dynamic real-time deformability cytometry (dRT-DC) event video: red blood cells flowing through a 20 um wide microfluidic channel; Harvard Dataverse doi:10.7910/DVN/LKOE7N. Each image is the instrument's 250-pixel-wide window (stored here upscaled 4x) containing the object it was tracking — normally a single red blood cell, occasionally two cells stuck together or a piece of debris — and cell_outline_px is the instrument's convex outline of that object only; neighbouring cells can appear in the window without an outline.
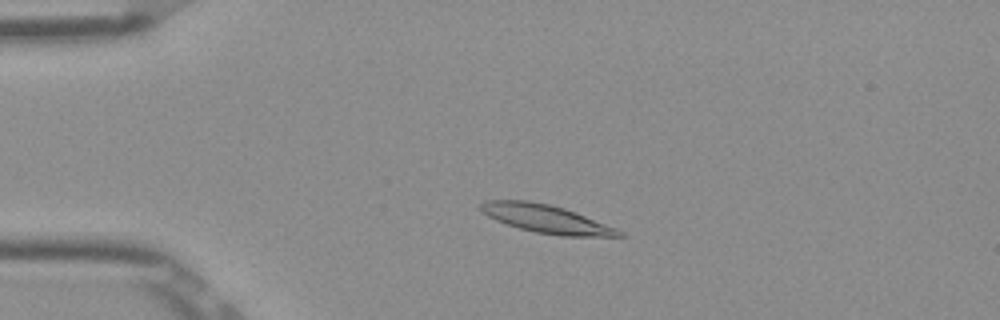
{"species": "Egyptian fruit bat (a non-hibernating species)", "species_latin": "Rousettus aegyptiacus", "temperature_condition": "room temperature", "stored_images_in_passage": 52, "camera_frame_rate_fps": 3000, "um_per_image_px": 0.085, "frame": {"image": 1, "passage_image": 11, "time_ms": 3.333, "image_size_px": [1000, 320], "cell_outline_px": [[628, 236], [560, 236], [536, 232], [520, 228], [496, 220], [488, 216], [480, 208], [480, 204], [484, 200], [528, 200], [548, 204], [564, 208], [616, 228], [624, 232]], "centroid_in_image_um": [46.43, 18.6], "position_along_channel_um": 38.6, "area_um2": 22.43}}
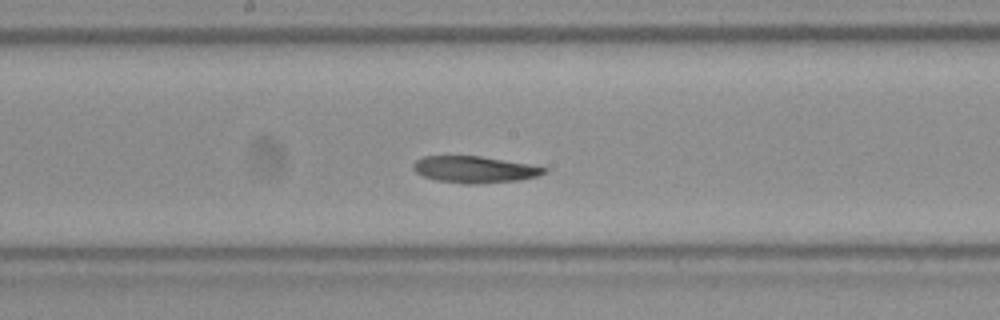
{"frame": {"image": 2, "passage_image": 27, "time_ms": 8.667, "image_size_px": [1000, 320], "cell_outline_px": [[548, 168], [544, 172], [536, 176], [520, 180], [476, 184], [464, 184], [436, 180], [424, 176], [416, 172], [412, 168], [412, 164], [416, 160], [424, 156], [480, 156], [528, 164]], "centroid_in_image_um": [40.29, 14.41], "position_along_channel_um": 207.9, "area_um2": 20.17}}
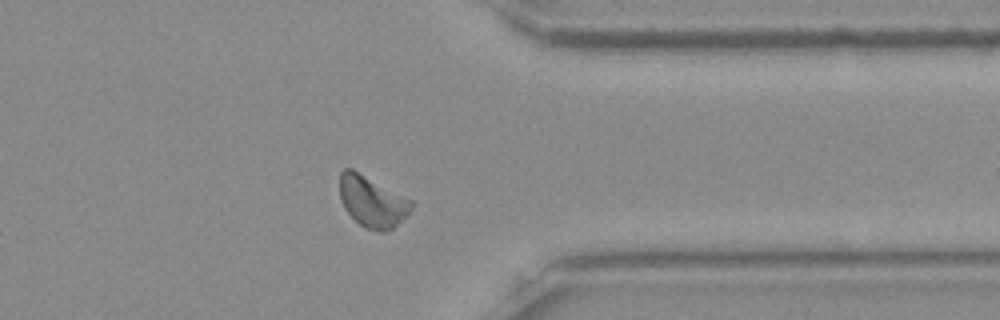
{"frame": {"image": 3, "passage_image": 41, "time_ms": 13.333, "image_size_px": [1000, 320], "cell_outline_px": [[412, 208], [392, 228], [384, 232], [376, 232], [364, 228], [344, 208], [340, 200], [340, 172], [344, 168], [352, 168], [412, 200]], "centroid_in_image_um": [31.6, 17.12], "position_along_channel_um": 379.8, "area_um2": 21.15}}